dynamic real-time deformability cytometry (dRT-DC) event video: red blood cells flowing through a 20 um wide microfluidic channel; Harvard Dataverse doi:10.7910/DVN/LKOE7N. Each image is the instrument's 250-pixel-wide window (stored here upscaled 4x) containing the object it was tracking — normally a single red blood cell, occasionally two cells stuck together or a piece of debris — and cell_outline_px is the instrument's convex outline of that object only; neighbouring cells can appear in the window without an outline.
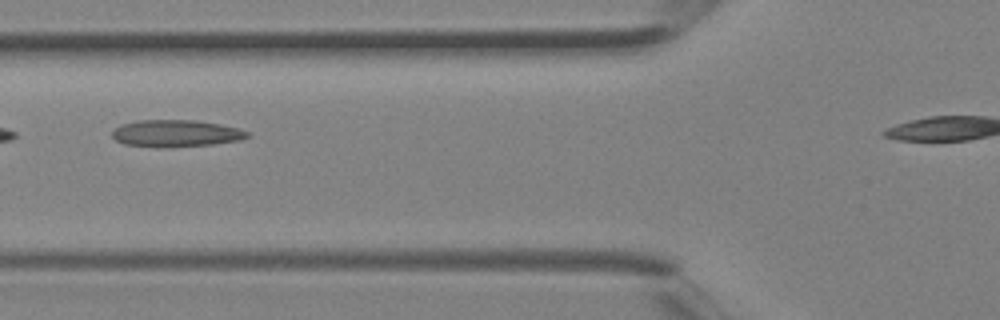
{"species": "Egyptian fruit bat (a non-hibernating species)", "species_latin": "Rousettus aegyptiacus", "temperature_condition": "room temperature", "stored_images_in_passage": 3, "segment_of_instrument_passage": [1, 2], "camera_frame_rate_fps": 3000, "um_per_image_px": 0.085, "animal": {"sex": "female"}, "frame": {"image": 1, "passage_image": 2, "time_ms": 0.333, "image_size_px": [1000, 320], "cell_outline_px": [[252, 136], [240, 140], [212, 144], [164, 148], [124, 144], [116, 140], [112, 136], [112, 132], [120, 124], [140, 120], [196, 120], [220, 124], [240, 128], [248, 132]], "centroid_in_image_um": [14.98, 11.34], "position_along_channel_um": 110.8, "area_um2": 21.39}}